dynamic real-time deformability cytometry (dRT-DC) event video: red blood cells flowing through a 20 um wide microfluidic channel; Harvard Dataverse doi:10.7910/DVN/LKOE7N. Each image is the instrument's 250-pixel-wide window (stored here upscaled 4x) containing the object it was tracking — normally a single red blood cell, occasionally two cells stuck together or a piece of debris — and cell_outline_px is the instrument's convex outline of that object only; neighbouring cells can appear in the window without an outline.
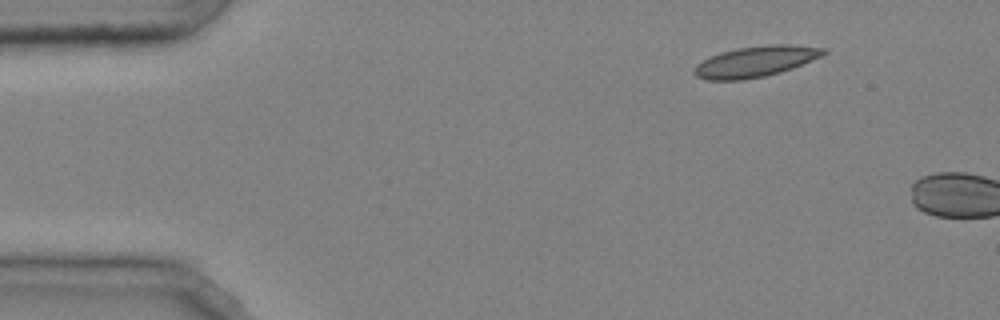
{"species": "common noctule bat (a hibernating species)", "species_latin": "Nyctalus noctula", "temperature_condition": "cold", "stored_images_in_passage": 3, "camera_frame_rate_fps": 3000, "um_per_image_px": 0.085, "animal": {"sex": "male", "body_mass_g": 20.4}, "frame": {"image": 1, "passage_image": 1, "time_ms": 0.0, "image_size_px": [1000, 320], "cell_outline_px": [[828, 52], [820, 56], [792, 68], [780, 72], [764, 76], [744, 80], [704, 80], [696, 76], [692, 72], [696, 64], [720, 52], [736, 48], [772, 44], [788, 44], [828, 48]], "centroid_in_image_um": [64.2, 5.23], "position_along_channel_um": 20.8, "area_um2": 23.18}}